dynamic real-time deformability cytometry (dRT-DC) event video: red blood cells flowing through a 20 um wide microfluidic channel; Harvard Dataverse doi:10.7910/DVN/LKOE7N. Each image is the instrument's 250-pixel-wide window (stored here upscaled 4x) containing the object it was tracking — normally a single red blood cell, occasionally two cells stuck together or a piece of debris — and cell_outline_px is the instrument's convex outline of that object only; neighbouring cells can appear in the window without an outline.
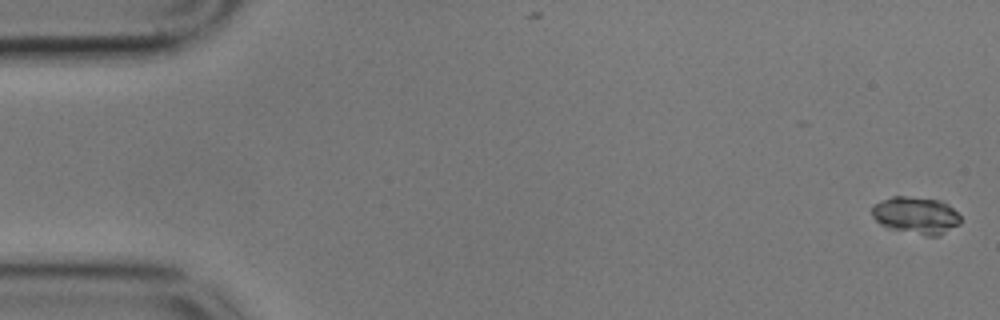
{"species": "common noctule bat (a hibernating species)", "species_latin": "Nyctalus noctula", "temperature_condition": "cold", "stored_images_in_passage": 56, "camera_frame_rate_fps": 3000, "um_per_image_px": 0.085, "animal": {"sex": "male", "body_mass_g": 17.9}, "frame": {"image": 1, "passage_image": 1, "time_ms": 0.0, "image_size_px": [1000, 320], "cell_outline_px": [[960, 224], [940, 236], [924, 236], [888, 228], [880, 224], [872, 216], [872, 204], [892, 196], [904, 196], [940, 200], [948, 204], [960, 216]], "centroid_in_image_um": [77.85, 18.31], "position_along_channel_um": 7.1, "area_um2": 19.36}}
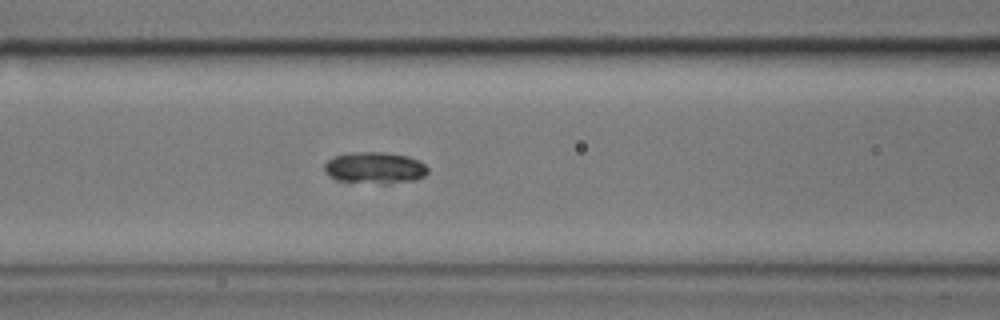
{"frame": {"image": 2, "passage_image": 23, "time_ms": 7.333, "image_size_px": [1000, 320], "cell_outline_px": [[428, 172], [424, 176], [416, 180], [388, 184], [380, 184], [336, 180], [328, 176], [324, 168], [324, 164], [328, 160], [336, 156], [356, 152], [384, 152], [408, 156], [424, 164], [428, 168]], "centroid_in_image_um": [31.87, 14.28], "position_along_channel_um": 134.7, "area_um2": 19.07}}
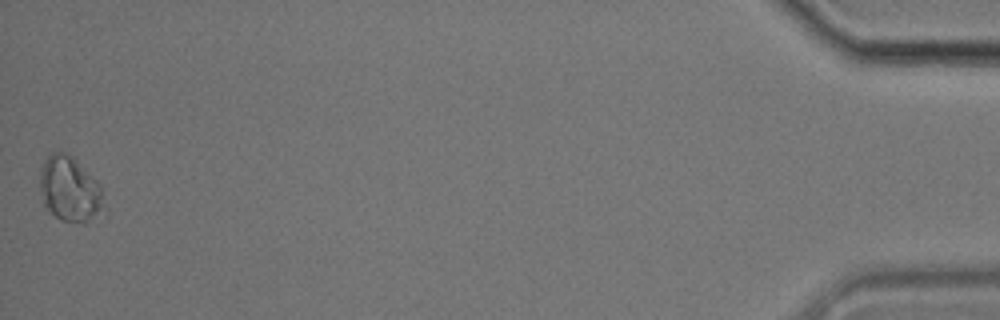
{"frame": {"image": 3, "passage_image": 56, "time_ms": 18.333, "image_size_px": [1000, 320], "cell_outline_px": [[108, 212], [104, 220], [84, 224], [60, 220], [48, 212], [44, 204], [40, 188], [40, 168], [44, 160], [52, 152], [68, 152], [100, 184]], "centroid_in_image_um": [6.03, 16.19], "position_along_channel_um": 429.2, "area_um2": 25.61}, "authors_computed_cell_mechanics": {"area_um2": 19.5075, "velocity_mm_per_s": 3.544, "shape_relaxation_time_tau1_ms": 11.1035, "shape_relaxation_time_tau2_ms": null, "deformation_change_tau1": 0.1409, "deformation_change_tau2": null}}